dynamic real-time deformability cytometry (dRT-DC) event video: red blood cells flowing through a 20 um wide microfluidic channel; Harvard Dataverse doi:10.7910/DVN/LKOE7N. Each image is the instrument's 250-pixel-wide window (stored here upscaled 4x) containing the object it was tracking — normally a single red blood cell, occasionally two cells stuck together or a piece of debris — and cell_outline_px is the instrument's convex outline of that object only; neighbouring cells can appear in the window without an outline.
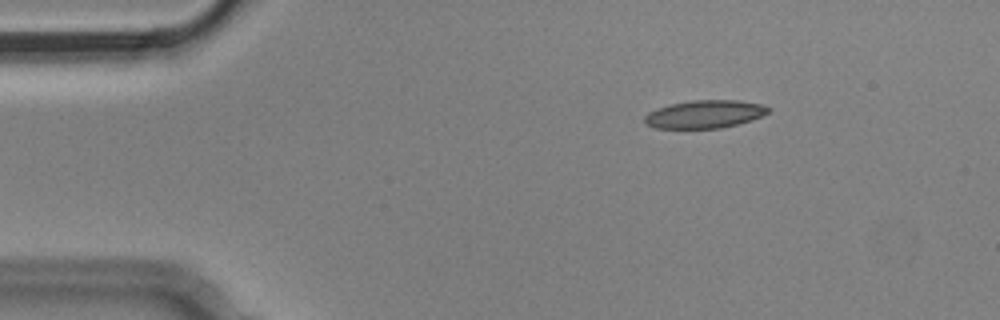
{"species": "Egyptian fruit bat (a non-hibernating species)", "species_latin": "Rousettus aegyptiacus", "temperature_condition": "cold", "stored_images_in_passage": 4, "camera_frame_rate_fps": 3000, "um_per_image_px": 0.085, "animal": {"sex": "male"}, "frame": {"image": 1, "passage_image": 3, "time_ms": 0.667, "image_size_px": [1000, 320], "cell_outline_px": [[768, 112], [760, 116], [736, 124], [720, 128], [656, 128], [648, 124], [644, 120], [644, 116], [648, 112], [672, 104], [692, 100], [736, 100], [760, 104], [768, 108]], "centroid_in_image_um": [59.86, 9.7], "position_along_channel_um": 25.1, "area_um2": 19.59}}